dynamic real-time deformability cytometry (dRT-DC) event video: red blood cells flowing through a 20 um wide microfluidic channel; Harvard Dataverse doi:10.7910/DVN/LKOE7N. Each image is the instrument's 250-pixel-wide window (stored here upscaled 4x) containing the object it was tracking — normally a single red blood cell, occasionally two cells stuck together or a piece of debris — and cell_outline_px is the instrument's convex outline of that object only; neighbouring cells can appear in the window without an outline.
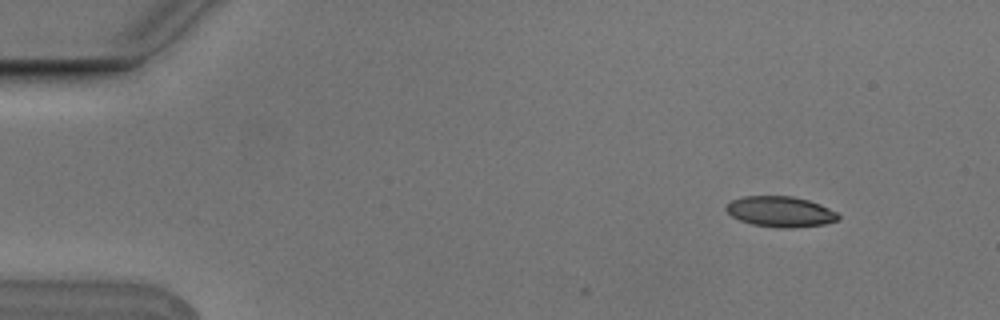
{"species": "Egyptian fruit bat (a non-hibernating species)", "species_latin": "Rousettus aegyptiacus", "temperature_condition": "cold", "stored_images_in_passage": 5, "camera_frame_rate_fps": 3000, "um_per_image_px": 0.085, "animal": {"sex": "male"}, "frame": {"image": 1, "passage_image": 1, "time_ms": 0.0, "image_size_px": [1000, 320], "cell_outline_px": [[840, 220], [824, 224], [788, 228], [780, 228], [752, 224], [740, 220], [732, 216], [724, 208], [732, 200], [744, 196], [792, 196], [808, 200], [820, 204], [836, 212], [840, 216]], "centroid_in_image_um": [66.35, 17.99], "position_along_channel_um": 18.7, "area_um2": 19.88}}